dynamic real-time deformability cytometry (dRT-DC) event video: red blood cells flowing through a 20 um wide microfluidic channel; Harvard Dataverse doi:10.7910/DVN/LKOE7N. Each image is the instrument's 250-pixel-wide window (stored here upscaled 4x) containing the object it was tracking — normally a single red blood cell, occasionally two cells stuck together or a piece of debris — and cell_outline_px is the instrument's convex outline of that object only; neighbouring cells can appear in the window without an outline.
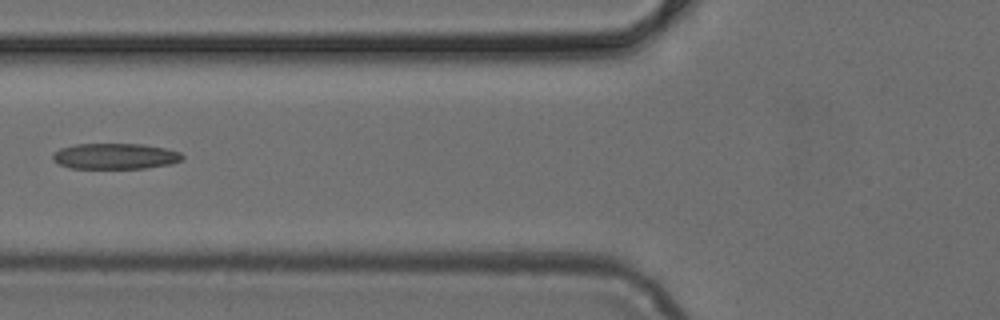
{"species": "common noctule bat (a hibernating species)", "species_latin": "Nyctalus noctula", "temperature_condition": "cold", "stored_images_in_passage": 6, "camera_frame_rate_fps": 3000, "um_per_image_px": 0.085, "animal": {"sex": "female", "body_mass_g": 24.6, "forearm_length_mm": 56.2}, "frame": {"image": 1, "passage_image": 5, "time_ms": 1.333, "image_size_px": [1000, 320], "cell_outline_px": [[184, 160], [172, 164], [144, 168], [68, 168], [52, 160], [52, 156], [60, 148], [76, 144], [144, 144], [164, 148], [180, 152], [184, 156]], "centroid_in_image_um": [9.82, 13.28], "position_along_channel_um": 116.0, "area_um2": 19.54}}
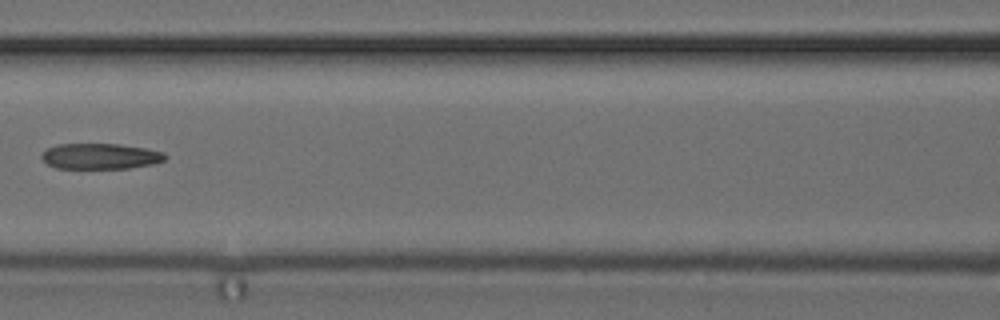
{"frame": {"image": 2, "passage_image": 6, "time_ms": 1.667, "image_size_px": [1000, 320], "cell_outline_px": [[168, 156], [164, 160], [152, 164], [128, 168], [56, 168], [48, 164], [40, 156], [48, 148], [56, 144], [116, 144], [144, 148], [164, 152]], "centroid_in_image_um": [8.53, 13.28], "position_along_channel_um": 158.1, "area_um2": 18.32}}